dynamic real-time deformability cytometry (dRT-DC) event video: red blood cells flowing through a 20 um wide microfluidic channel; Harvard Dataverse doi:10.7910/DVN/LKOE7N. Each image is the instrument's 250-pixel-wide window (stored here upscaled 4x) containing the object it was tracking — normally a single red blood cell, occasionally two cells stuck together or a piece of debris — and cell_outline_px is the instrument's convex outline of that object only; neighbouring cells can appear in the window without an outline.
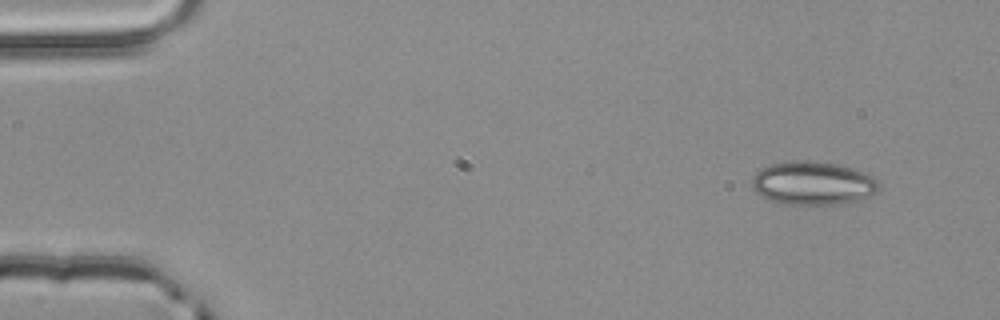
{"species": "common noctule bat (a hibernating species)", "species_latin": "Nyctalus noctula", "temperature_condition": "room temperature", "stored_images_in_passage": 3, "camera_frame_rate_fps": 3000, "um_per_image_px": 0.085, "animal": {"sex": "male", "body_mass_g": 20.4}, "frame": {"image": 1, "passage_image": 1, "time_ms": 0.0, "image_size_px": [1000, 320], "cell_outline_px": [[880, 188], [876, 192], [868, 196], [856, 200], [832, 204], [784, 204], [768, 200], [760, 196], [752, 188], [752, 176], [760, 168], [768, 164], [796, 160], [804, 160], [836, 164], [852, 168], [872, 176], [880, 180]], "centroid_in_image_um": [69.05, 15.56], "position_along_channel_um": 15.9, "area_um2": 32.19}}